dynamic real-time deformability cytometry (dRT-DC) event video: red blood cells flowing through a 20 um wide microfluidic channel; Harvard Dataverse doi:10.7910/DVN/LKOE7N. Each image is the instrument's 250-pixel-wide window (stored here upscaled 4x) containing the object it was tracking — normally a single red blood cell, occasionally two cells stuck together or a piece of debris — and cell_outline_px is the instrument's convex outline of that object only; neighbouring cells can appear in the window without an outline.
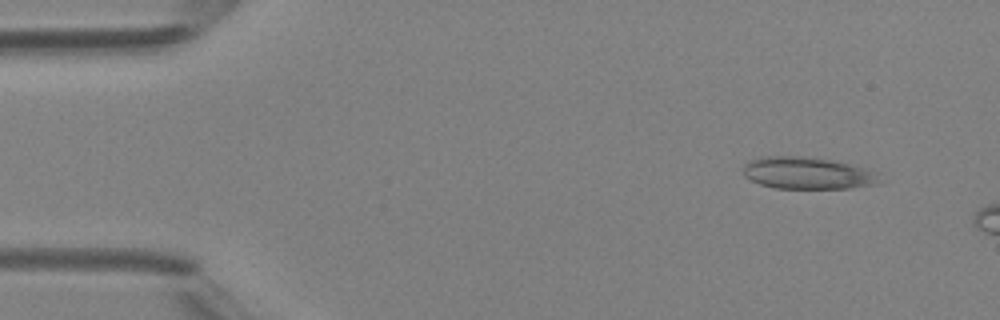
{"species": "Egyptian fruit bat (a non-hibernating species)", "species_latin": "Rousettus aegyptiacus", "temperature_condition": "room temperature", "stored_images_in_passage": 5, "segment_of_instrument_passage": [2, 2], "camera_frame_rate_fps": 3000, "um_per_image_px": 0.085, "animal": {"sex": "female"}, "frame": {"image": 1, "passage_image": 5, "time_ms": 5.667, "image_size_px": [1000, 320], "cell_outline_px": [[880, 172], [876, 184], [848, 188], [776, 188], [760, 184], [744, 176], [744, 164], [752, 160], [768, 156], [800, 156], [832, 160]], "centroid_in_image_um": [68.64, 14.71], "position_along_channel_um": 16.4, "area_um2": 25.09}}